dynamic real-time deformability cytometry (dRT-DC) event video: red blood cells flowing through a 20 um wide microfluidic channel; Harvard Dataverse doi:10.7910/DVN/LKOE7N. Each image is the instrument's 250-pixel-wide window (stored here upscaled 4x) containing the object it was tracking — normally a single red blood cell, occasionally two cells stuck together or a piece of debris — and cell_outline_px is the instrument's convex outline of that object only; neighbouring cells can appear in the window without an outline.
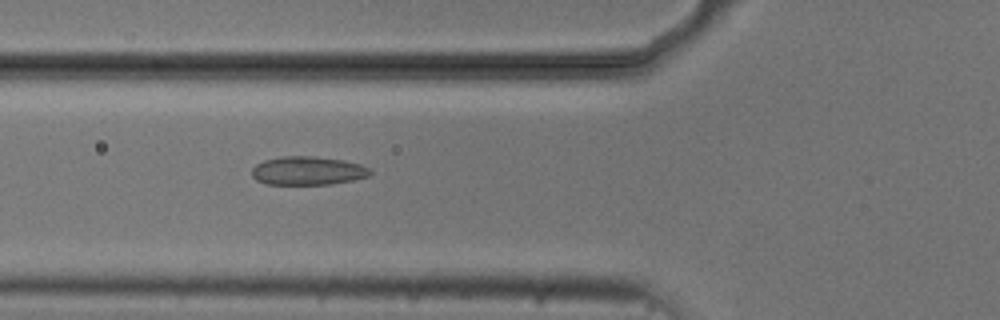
{"species": "common noctule bat (a hibernating species)", "species_latin": "Nyctalus noctula", "temperature_condition": "cold", "stored_images_in_passage": 4, "camera_frame_rate_fps": 3000, "um_per_image_px": 0.085, "animal": {"sex": "male", "body_mass_g": 20.5, "forearm_length_mm": 52.5}, "frame": {"image": 1, "passage_image": 4, "time_ms": 3.333, "image_size_px": [1000, 320], "cell_outline_px": [[372, 176], [332, 184], [264, 184], [256, 180], [252, 176], [252, 168], [256, 164], [264, 160], [280, 156], [316, 156], [344, 160], [360, 164], [368, 168], [372, 172]], "centroid_in_image_um": [26.16, 14.51], "position_along_channel_um": 99.6, "area_um2": 19.88}}